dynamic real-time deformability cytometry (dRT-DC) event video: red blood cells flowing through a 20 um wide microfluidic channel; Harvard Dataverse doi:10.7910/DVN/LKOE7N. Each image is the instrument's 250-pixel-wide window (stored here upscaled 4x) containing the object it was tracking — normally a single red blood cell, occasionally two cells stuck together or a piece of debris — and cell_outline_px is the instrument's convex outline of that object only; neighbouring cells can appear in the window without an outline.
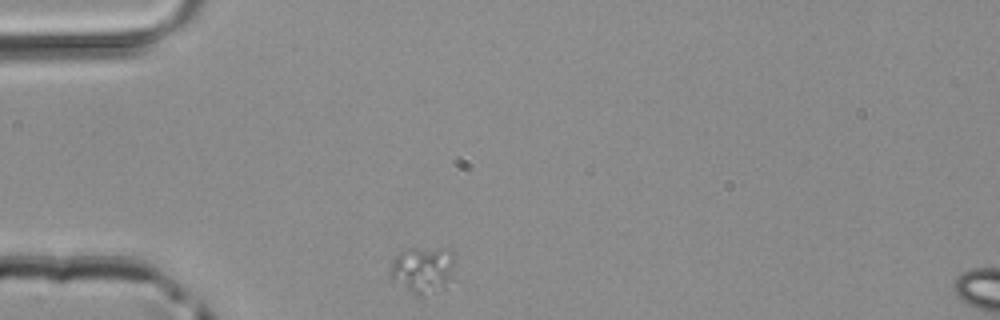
{"species": "common noctule bat (a hibernating species)", "species_latin": "Nyctalus noctula", "temperature_condition": "room temperature", "stored_images_in_passage": 31, "camera_frame_rate_fps": 3000, "um_per_image_px": 0.085, "animal": {"sex": "male", "body_mass_g": 20.4}, "frame": {"image": 1, "passage_image": 1, "time_ms": 0.0, "image_size_px": [1000, 320], "cell_outline_px": [[452, 280], [444, 288], [420, 296], [412, 292], [392, 280], [392, 260], [400, 252], [408, 248], [440, 248], [452, 252]], "centroid_in_image_um": [35.94, 22.92], "position_along_channel_um": 49.1, "area_um2": 17.11}}
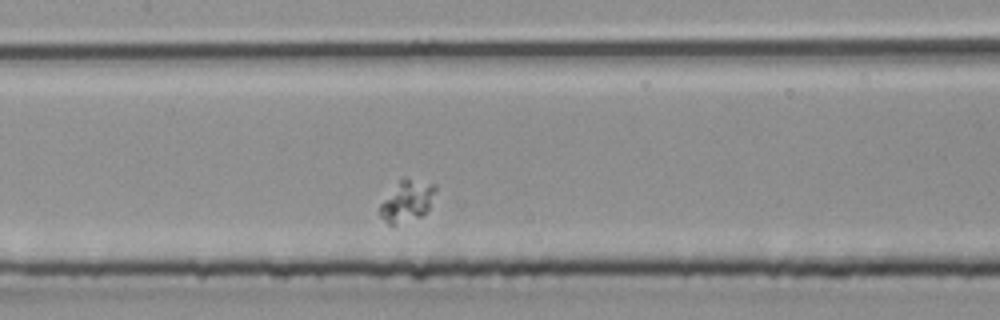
{"frame": {"image": 2, "passage_image": 12, "time_ms": 3.667, "image_size_px": [1000, 320], "cell_outline_px": [[436, 188], [428, 208], [420, 216], [392, 224], [388, 224], [380, 216], [380, 204], [400, 180], [404, 176], [436, 184]], "centroid_in_image_um": [34.6, 17.03], "position_along_channel_um": 172.8, "area_um2": 12.89}}
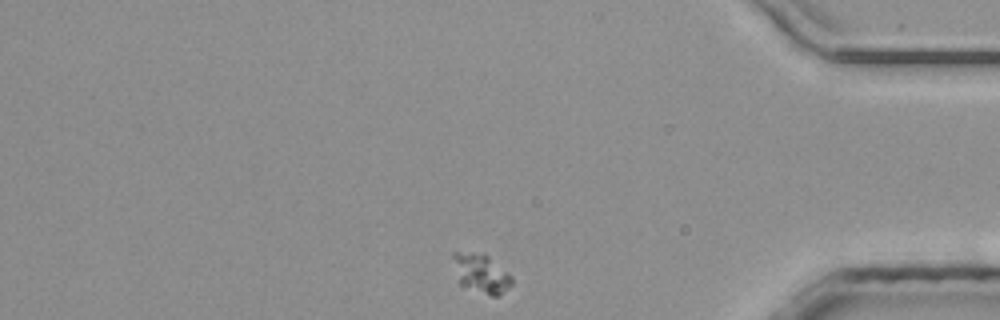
{"frame": {"image": 3, "passage_image": 31, "time_ms": 10.0, "image_size_px": [1000, 320], "cell_outline_px": [[512, 284], [500, 296], [492, 296], [460, 288], [452, 256], [452, 252], [484, 252], [512, 276]], "centroid_in_image_um": [40.87, 23.26], "position_along_channel_um": 394.3, "area_um2": 13.81}}